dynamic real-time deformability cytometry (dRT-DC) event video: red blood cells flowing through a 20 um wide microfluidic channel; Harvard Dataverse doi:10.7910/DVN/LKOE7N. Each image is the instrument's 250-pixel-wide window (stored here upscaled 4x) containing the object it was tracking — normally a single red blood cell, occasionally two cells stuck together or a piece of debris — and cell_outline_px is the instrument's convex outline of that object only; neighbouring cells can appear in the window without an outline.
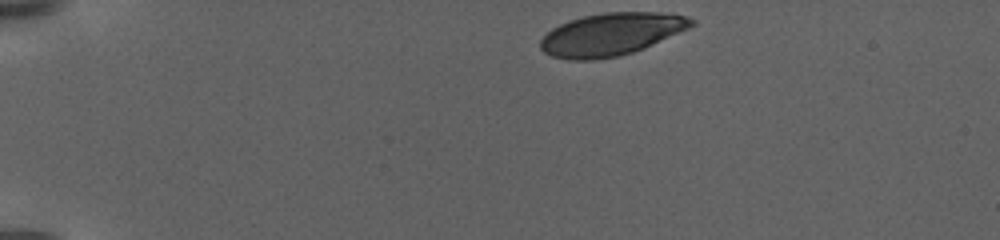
{"species": "human", "species_latin": "Homo sapiens", "temperature_condition": "warm", "stored_images_in_passage": 74, "camera_frame_rate_fps": 3000, "um_per_image_px": 0.085, "donor": {"sex": "female"}, "frame": {"image": 1, "passage_image": 1, "time_ms": 0.0, "image_size_px": [1000, 240], "cell_outline_px": [[696, 24], [688, 28], [644, 48], [620, 56], [592, 60], [568, 60], [552, 56], [544, 52], [540, 48], [540, 40], [552, 28], [568, 20], [584, 16], [604, 12], [656, 12], [684, 16], [696, 20]], "centroid_in_image_um": [51.92, 2.91], "position_along_channel_um": 33.1, "area_um2": 37.28}}
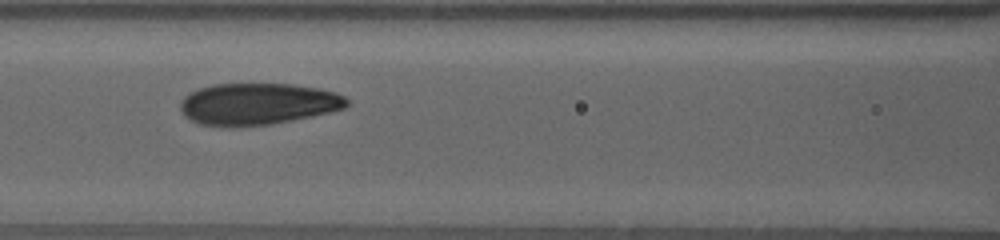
{"frame": {"image": 2, "passage_image": 34, "time_ms": 6.667, "image_size_px": [1000, 240], "cell_outline_px": [[348, 104], [344, 108], [328, 112], [292, 120], [272, 124], [236, 128], [228, 128], [200, 124], [184, 116], [180, 108], [180, 100], [188, 92], [212, 84], [292, 84], [320, 88], [336, 92], [344, 96], [348, 100]], "centroid_in_image_um": [21.86, 8.84], "position_along_channel_um": 144.7, "area_um2": 40.92}}
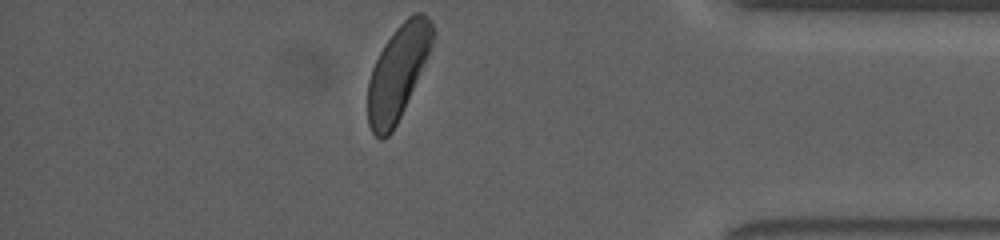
{"frame": {"image": 3, "passage_image": 74, "time_ms": 16.333, "image_size_px": [1000, 240], "cell_outline_px": [[436, 32], [432, 44], [404, 108], [392, 132], [388, 136], [380, 140], [372, 132], [368, 124], [368, 80], [372, 68], [384, 44], [396, 28], [408, 16], [416, 12], [424, 12], [432, 20]], "centroid_in_image_um": [33.81, 6.12], "position_along_channel_um": 401.4, "area_um2": 35.08}, "authors_computed_cell_mechanics": {"area_um2": 39.8242, "velocity_mm_per_s": 2.9193, "shape_relaxation_time_tau1_ms": 3.9035, "shape_relaxation_time_tau2_ms": 1.3739, "deformation_change_tau1": 0.139, "deformation_change_tau2": 0.0711}}